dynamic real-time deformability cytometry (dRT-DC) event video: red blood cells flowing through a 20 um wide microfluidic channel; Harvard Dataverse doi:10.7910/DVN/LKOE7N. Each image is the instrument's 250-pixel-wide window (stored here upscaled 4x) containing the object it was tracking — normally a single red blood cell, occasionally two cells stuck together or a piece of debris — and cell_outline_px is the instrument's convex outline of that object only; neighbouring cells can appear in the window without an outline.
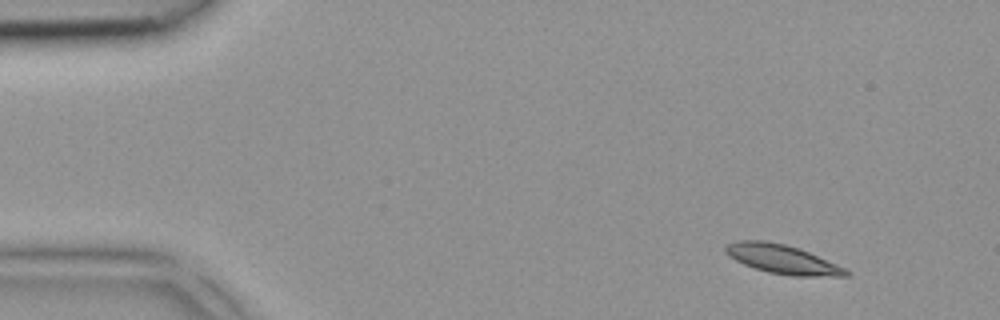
{"species": "common noctule bat (a hibernating species)", "species_latin": "Nyctalus noctula", "temperature_condition": "room temperature", "stored_images_in_passage": 3, "camera_frame_rate_fps": 3000, "um_per_image_px": 0.085, "animal": {"sex": "female", "body_mass_g": 18.4}, "frame": {"image": 1, "passage_image": 1, "time_ms": 0.0, "image_size_px": [1000, 320], "cell_outline_px": [[852, 272], [848, 276], [792, 276], [768, 272], [744, 264], [728, 256], [724, 252], [724, 248], [728, 244], [736, 240], [764, 240], [784, 244], [800, 248], [836, 264]], "centroid_in_image_um": [66.49, 22.03], "position_along_channel_um": 18.5, "area_um2": 20.35}}
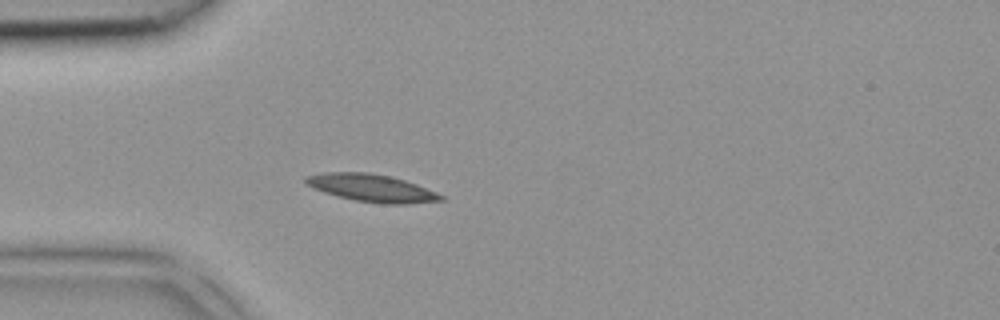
{"frame": {"image": 2, "passage_image": 3, "time_ms": 0.667, "image_size_px": [1000, 320], "cell_outline_px": [[444, 200], [408, 204], [380, 204], [356, 200], [324, 192], [312, 188], [304, 180], [304, 176], [324, 172], [368, 172], [392, 176], [416, 184], [436, 192], [444, 196]], "centroid_in_image_um": [31.59, 15.97], "position_along_channel_um": 53.4, "area_um2": 21.68}}